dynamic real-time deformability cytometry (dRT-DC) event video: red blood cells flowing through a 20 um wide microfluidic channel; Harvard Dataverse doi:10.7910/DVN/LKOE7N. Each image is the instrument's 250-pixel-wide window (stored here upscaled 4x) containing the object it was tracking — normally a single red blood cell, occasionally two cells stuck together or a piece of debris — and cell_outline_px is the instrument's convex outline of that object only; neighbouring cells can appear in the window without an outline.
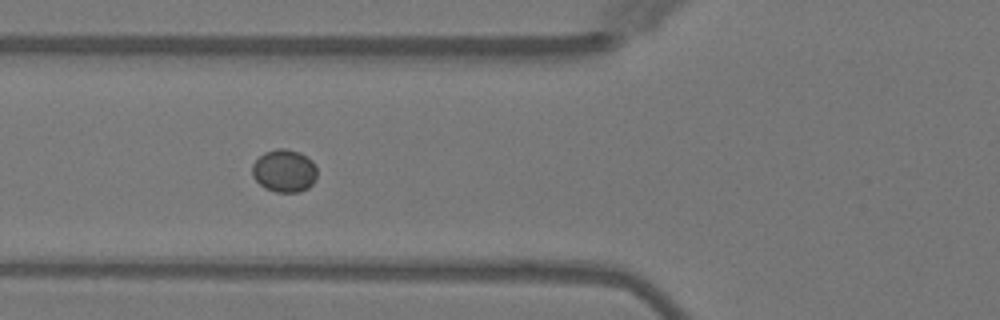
{"species": "Egyptian fruit bat (a non-hibernating species)", "species_latin": "Rousettus aegyptiacus", "temperature_condition": "warm", "stored_images_in_passage": 6, "camera_frame_rate_fps": 3000, "um_per_image_px": 0.085, "animal": {"sex": "female"}, "frame": {"image": 1, "passage_image": 4, "time_ms": 4.667, "image_size_px": [1000, 320], "cell_outline_px": [[316, 176], [312, 184], [308, 188], [300, 192], [276, 192], [264, 188], [252, 176], [252, 164], [264, 152], [280, 148], [284, 148], [300, 152], [308, 156], [316, 164]], "centroid_in_image_um": [24.17, 14.51], "position_along_channel_um": 101.6, "area_um2": 16.3}}
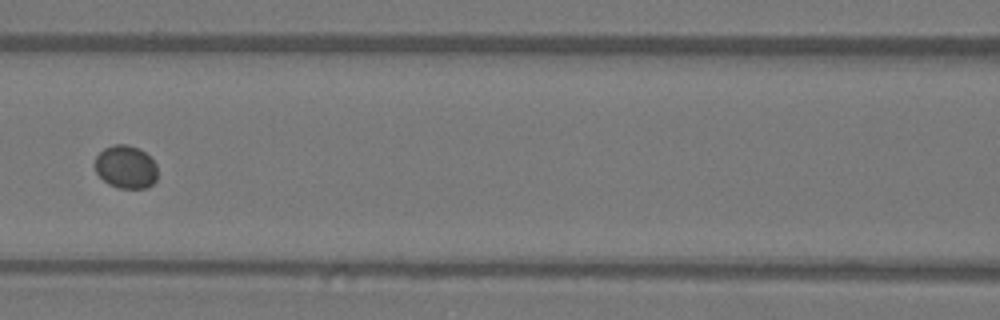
{"frame": {"image": 2, "passage_image": 5, "time_ms": 6.0, "image_size_px": [1000, 320], "cell_outline_px": [[156, 180], [152, 184], [144, 188], [120, 188], [108, 184], [96, 172], [92, 164], [96, 156], [104, 148], [112, 144], [128, 144], [140, 148], [156, 164]], "centroid_in_image_um": [10.65, 14.17], "position_along_channel_um": 155.9, "area_um2": 15.84}}
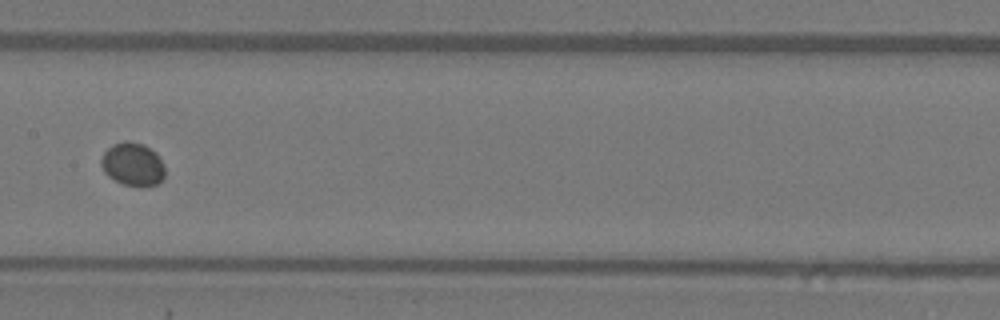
{"frame": {"image": 3, "passage_image": 6, "time_ms": 7.0, "image_size_px": [1000, 320], "cell_outline_px": [[164, 176], [156, 184], [124, 184], [108, 176], [104, 172], [100, 164], [100, 160], [104, 152], [112, 144], [124, 140], [128, 140], [144, 144], [156, 152], [164, 164]], "centroid_in_image_um": [11.26, 13.9], "position_along_channel_um": 196.1, "area_um2": 15.84}}